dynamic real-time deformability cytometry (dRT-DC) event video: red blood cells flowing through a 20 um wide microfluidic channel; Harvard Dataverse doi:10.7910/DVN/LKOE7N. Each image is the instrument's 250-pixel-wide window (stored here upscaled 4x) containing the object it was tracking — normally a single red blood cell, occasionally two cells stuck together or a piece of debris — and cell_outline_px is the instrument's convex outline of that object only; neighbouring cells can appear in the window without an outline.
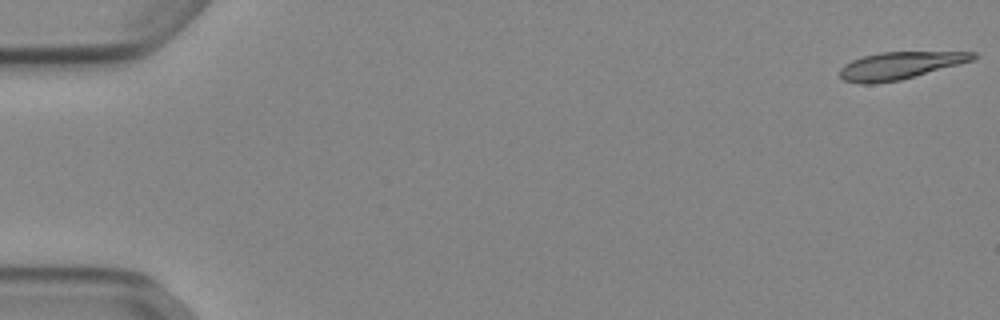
{"species": "Egyptian fruit bat (a non-hibernating species)", "species_latin": "Rousettus aegyptiacus", "temperature_condition": "cold", "stored_images_in_passage": 53, "camera_frame_rate_fps": 3000, "um_per_image_px": 0.085, "animal": {"sex": "female"}, "frame": {"image": 1, "passage_image": 1, "time_ms": 0.0, "image_size_px": [1000, 320], "cell_outline_px": [[976, 56], [972, 60], [900, 80], [872, 84], [860, 84], [844, 80], [840, 76], [840, 68], [844, 64], [852, 60], [864, 56], [880, 52], [976, 52]], "centroid_in_image_um": [76.42, 5.57], "position_along_channel_um": 8.6, "area_um2": 20.87}}
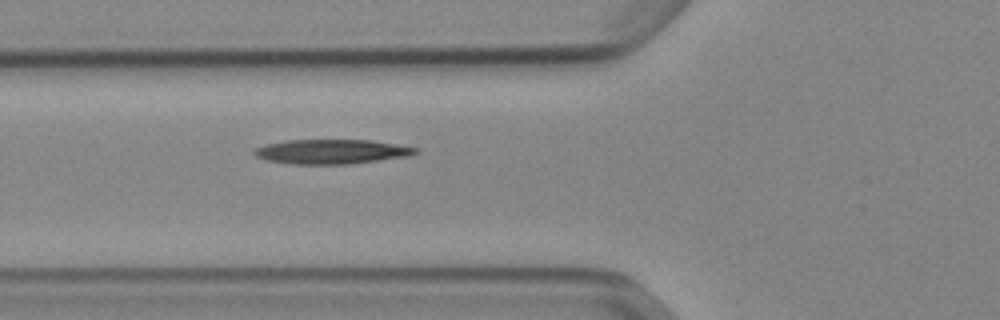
{"frame": {"image": 2, "passage_image": 20, "time_ms": 6.333, "image_size_px": [1000, 320], "cell_outline_px": [[420, 152], [408, 156], [352, 164], [288, 164], [264, 160], [256, 156], [252, 152], [256, 148], [268, 144], [288, 140], [368, 140], [420, 148]], "centroid_in_image_um": [28.19, 12.9], "position_along_channel_um": 97.6, "area_um2": 23.06}}
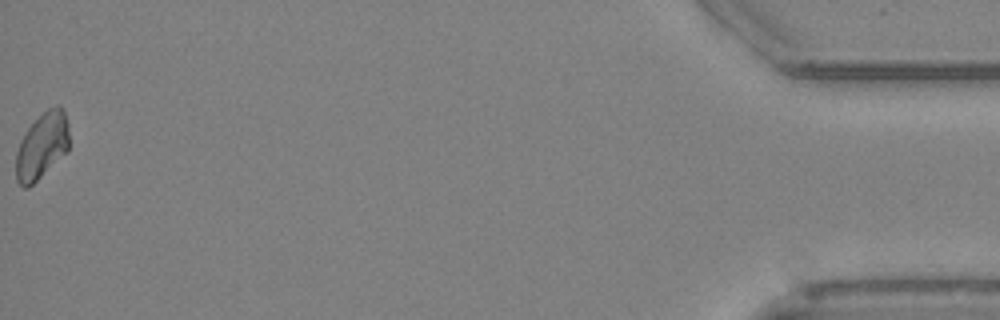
{"frame": {"image": 3, "passage_image": 53, "time_ms": 17.333, "image_size_px": [1000, 320], "cell_outline_px": [[68, 152], [28, 188], [24, 188], [16, 180], [16, 152], [20, 140], [28, 128], [48, 108], [56, 104], [60, 104], [64, 108], [68, 124]], "centroid_in_image_um": [3.58, 12.39], "position_along_channel_um": 431.6, "area_um2": 20.63}, "authors_computed_cell_mechanics": {"area_um2": 21.964, "velocity_mm_per_s": 3.8869, "shape_relaxation_time_tau1_ms": 5.9244, "shape_relaxation_time_tau2_ms": null, "deformation_change_tau1": 0.1337, "deformation_change_tau2": null}}